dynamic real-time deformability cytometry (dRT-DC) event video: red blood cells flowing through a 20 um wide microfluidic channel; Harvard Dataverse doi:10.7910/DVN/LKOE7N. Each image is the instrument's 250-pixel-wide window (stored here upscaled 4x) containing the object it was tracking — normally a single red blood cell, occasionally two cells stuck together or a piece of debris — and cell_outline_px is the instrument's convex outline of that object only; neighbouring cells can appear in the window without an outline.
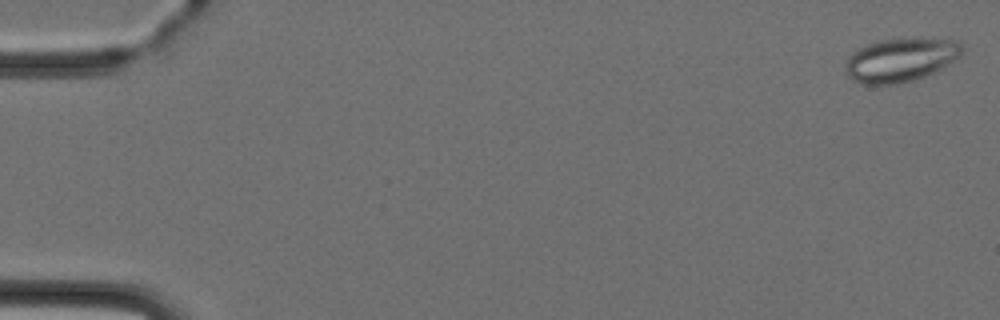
{"species": "Egyptian fruit bat (a non-hibernating species)", "species_latin": "Rousettus aegyptiacus", "temperature_condition": "cold", "stored_images_in_passage": 4, "camera_frame_rate_fps": 3000, "um_per_image_px": 0.085, "animal": {"sex": "female"}, "frame": {"image": 1, "passage_image": 1, "time_ms": 0.0, "image_size_px": [1000, 320], "cell_outline_px": [[960, 56], [940, 68], [916, 80], [896, 84], [864, 84], [852, 80], [848, 76], [844, 68], [844, 64], [848, 56], [852, 52], [868, 44], [880, 40], [944, 36], [956, 40], [960, 44]], "centroid_in_image_um": [76.53, 5.06], "position_along_channel_um": 8.5, "area_um2": 29.94}}